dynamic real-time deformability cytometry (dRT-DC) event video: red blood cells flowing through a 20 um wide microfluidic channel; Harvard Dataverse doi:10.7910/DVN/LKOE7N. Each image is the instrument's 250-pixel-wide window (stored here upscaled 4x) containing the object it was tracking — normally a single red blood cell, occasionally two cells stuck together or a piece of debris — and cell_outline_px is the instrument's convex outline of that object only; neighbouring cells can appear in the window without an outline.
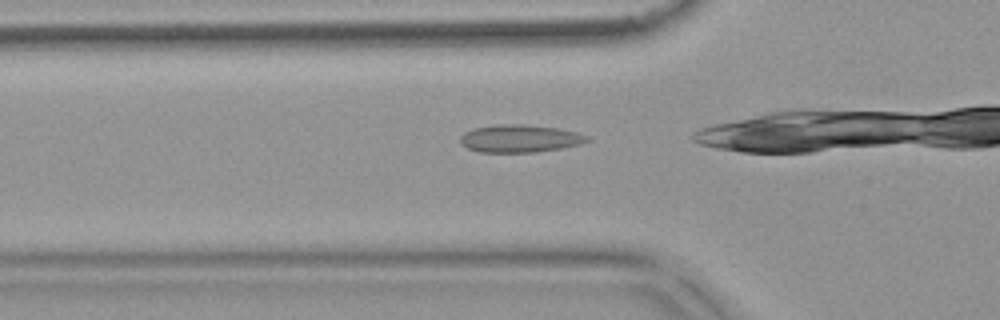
{"species": "common noctule bat (a hibernating species)", "species_latin": "Nyctalus noctula", "temperature_condition": "warm", "stored_images_in_passage": 29, "camera_frame_rate_fps": 3000, "um_per_image_px": 0.085, "animal": {"sex": "female", "body_mass_g": 18.4}, "frame": {"image": 1, "passage_image": 5, "time_ms": 1.333, "image_size_px": [1000, 320], "cell_outline_px": [[588, 140], [580, 144], [560, 148], [536, 152], [480, 152], [468, 148], [460, 144], [460, 136], [464, 132], [472, 128], [496, 124], [520, 124], [556, 128], [576, 132], [588, 136]], "centroid_in_image_um": [44.12, 11.77], "position_along_channel_um": 81.7, "area_um2": 20.35}}